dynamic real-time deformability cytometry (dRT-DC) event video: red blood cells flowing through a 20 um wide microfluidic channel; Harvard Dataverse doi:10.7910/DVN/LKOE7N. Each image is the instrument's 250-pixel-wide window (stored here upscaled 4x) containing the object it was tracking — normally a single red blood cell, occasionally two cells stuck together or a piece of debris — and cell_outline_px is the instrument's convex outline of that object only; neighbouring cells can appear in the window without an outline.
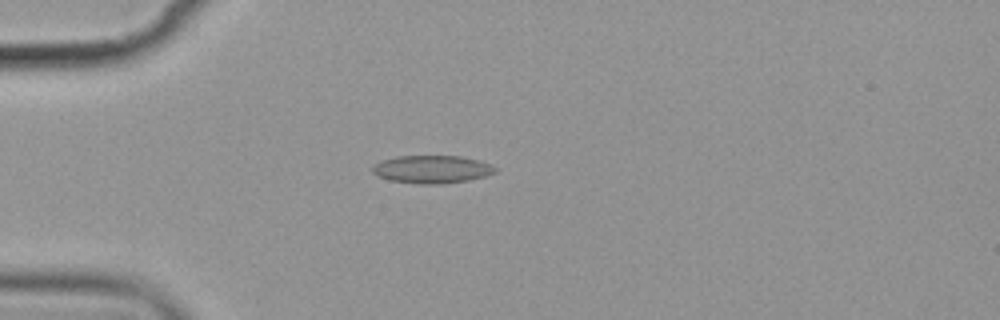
{"species": "common noctule bat (a hibernating species)", "species_latin": "Nyctalus noctula", "temperature_condition": "cold", "stored_images_in_passage": 3, "camera_frame_rate_fps": 3000, "um_per_image_px": 0.085, "animal": {"sex": "female", "body_mass_g": 19.9}, "frame": {"image": 1, "passage_image": 3, "time_ms": 2.333, "image_size_px": [1000, 320], "cell_outline_px": [[500, 168], [496, 172], [484, 176], [468, 180], [440, 184], [420, 184], [392, 180], [376, 176], [372, 172], [372, 164], [380, 160], [396, 156], [460, 156], [480, 160]], "centroid_in_image_um": [36.71, 14.38], "position_along_channel_um": 48.3, "area_um2": 20.11}}